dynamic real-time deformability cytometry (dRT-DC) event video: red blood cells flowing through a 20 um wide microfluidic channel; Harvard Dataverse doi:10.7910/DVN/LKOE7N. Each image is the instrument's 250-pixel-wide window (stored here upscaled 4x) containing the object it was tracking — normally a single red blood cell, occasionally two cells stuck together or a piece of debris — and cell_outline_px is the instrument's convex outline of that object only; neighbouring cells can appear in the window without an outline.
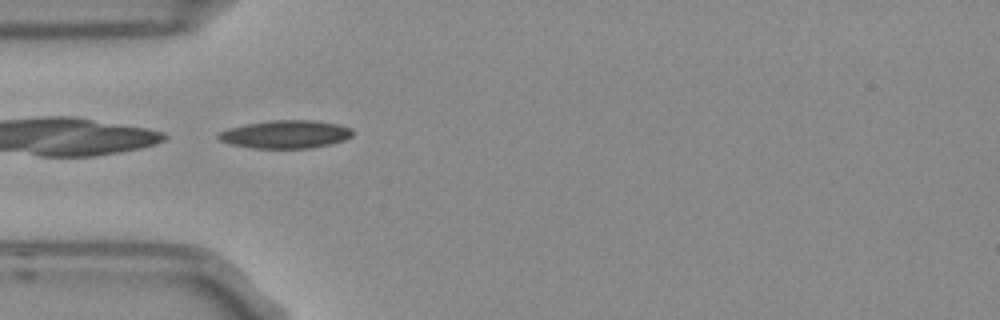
{"species": "Egyptian fruit bat (a non-hibernating species)", "species_latin": "Rousettus aegyptiacus", "temperature_condition": "room temperature", "stored_images_in_passage": 3, "camera_frame_rate_fps": 3000, "um_per_image_px": 0.085, "frame": {"image": 1, "passage_image": 2, "time_ms": 0.333, "image_size_px": [1000, 320], "cell_outline_px": [[352, 136], [344, 140], [312, 148], [252, 148], [232, 144], [220, 140], [216, 136], [220, 132], [228, 128], [268, 120], [316, 120], [336, 124], [352, 128]], "centroid_in_image_um": [24.28, 11.41], "position_along_channel_um": 60.7, "area_um2": 21.79}}
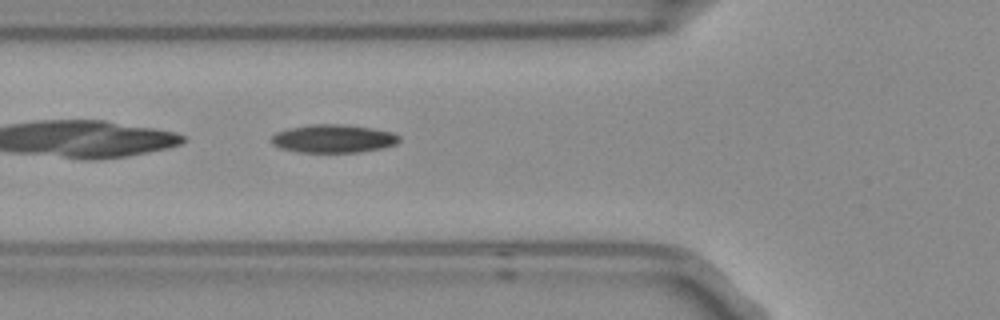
{"frame": {"image": 2, "passage_image": 3, "time_ms": 0.667, "image_size_px": [1000, 320], "cell_outline_px": [[400, 140], [396, 144], [380, 148], [360, 152], [296, 152], [280, 148], [272, 144], [272, 136], [276, 132], [288, 128], [312, 124], [340, 124], [372, 128], [392, 132], [400, 136]], "centroid_in_image_um": [28.32, 11.78], "position_along_channel_um": 97.5, "area_um2": 20.98}}